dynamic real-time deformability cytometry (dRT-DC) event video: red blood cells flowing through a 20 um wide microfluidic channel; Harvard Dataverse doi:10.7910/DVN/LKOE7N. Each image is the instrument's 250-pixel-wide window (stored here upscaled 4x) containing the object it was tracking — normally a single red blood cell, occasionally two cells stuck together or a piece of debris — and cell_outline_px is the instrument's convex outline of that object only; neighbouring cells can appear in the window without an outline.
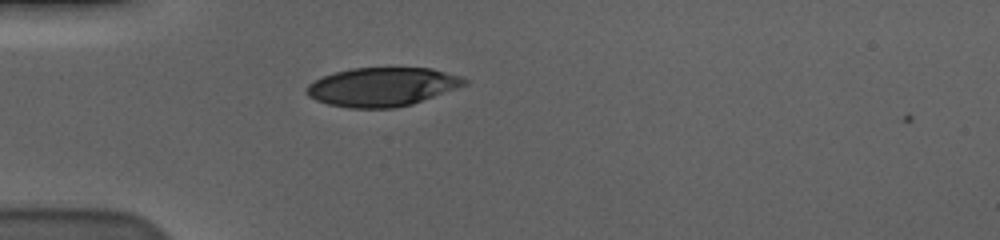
{"species": "human", "species_latin": "Homo sapiens", "temperature_condition": "cold", "stored_images_in_passage": 42, "camera_frame_rate_fps": 3000, "um_per_image_px": 0.085, "donor": {"sex": "male"}, "frame": {"image": 1, "passage_image": 1, "time_ms": 0.0, "image_size_px": [1000, 240], "cell_outline_px": [[468, 84], [412, 104], [396, 108], [352, 108], [328, 104], [316, 100], [308, 96], [304, 88], [308, 84], [324, 76], [336, 72], [352, 68], [432, 68], [464, 76], [468, 80]], "centroid_in_image_um": [32.52, 7.38], "position_along_channel_um": 52.5, "area_um2": 35.72}}
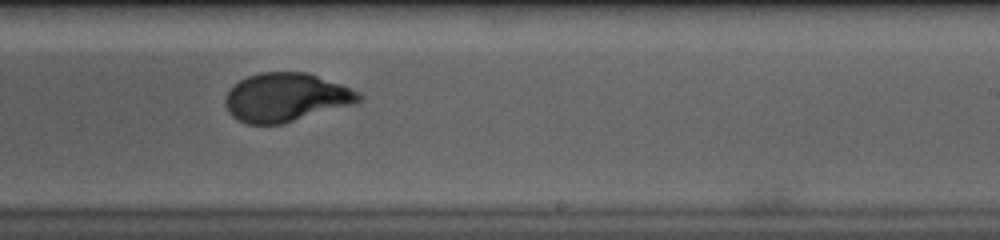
{"frame": {"image": 2, "passage_image": 20, "time_ms": 6.333, "image_size_px": [1000, 240], "cell_outline_px": [[364, 96], [360, 100], [352, 104], [284, 124], [248, 124], [236, 120], [228, 112], [224, 104], [224, 96], [240, 80], [248, 76], [260, 72], [308, 72], [340, 84], [360, 92]], "centroid_in_image_um": [24.28, 8.28], "position_along_channel_um": 264.7, "area_um2": 37.86}}
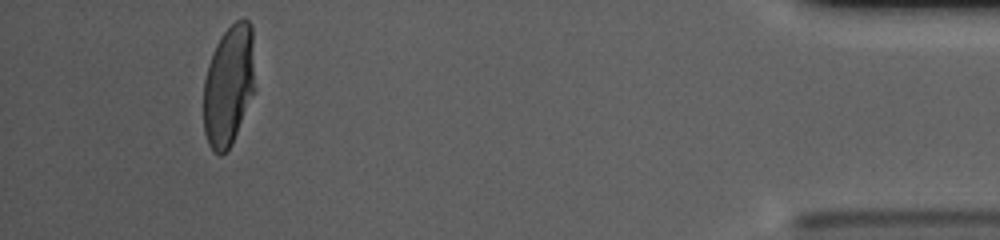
{"frame": {"image": 3, "passage_image": 38, "time_ms": 12.333, "image_size_px": [1000, 240], "cell_outline_px": [[256, 88], [232, 144], [220, 156], [208, 144], [204, 132], [204, 80], [208, 64], [212, 52], [220, 36], [236, 20], [248, 20], [252, 24]], "centroid_in_image_um": [19.46, 7.24], "position_along_channel_um": 415.7, "area_um2": 36.59}, "authors_computed_cell_mechanics": {"area_um2": 37.859, "velocity_mm_per_s": 3.5605, "shape_relaxation_time_tau1_ms": 4.2531, "shape_relaxation_time_tau2_ms": null, "deformation_change_tau1": 0.204, "deformation_change_tau2": null}}